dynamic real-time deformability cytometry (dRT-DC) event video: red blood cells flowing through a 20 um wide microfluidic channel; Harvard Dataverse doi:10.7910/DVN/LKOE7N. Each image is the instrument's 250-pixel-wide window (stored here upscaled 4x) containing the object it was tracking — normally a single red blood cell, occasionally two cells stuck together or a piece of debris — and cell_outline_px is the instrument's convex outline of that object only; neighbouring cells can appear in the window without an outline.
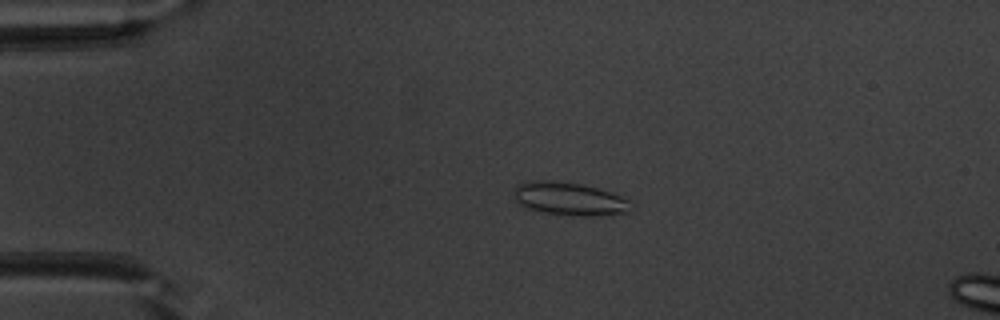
{"species": "common noctule bat (a hibernating species)", "species_latin": "Nyctalus noctula", "temperature_condition": "warm", "stored_images_in_passage": 43, "camera_frame_rate_fps": 3000, "um_per_image_px": 0.085, "animal": {"sex": "male", "body_mass_g": 20.1, "forearm_length_mm": 53.5}, "frame": {"image": 1, "passage_image": 4, "time_ms": 1.0, "image_size_px": [1000, 320], "cell_outline_px": [[632, 212], [612, 216], [584, 216], [544, 212], [528, 208], [512, 200], [512, 196], [516, 188], [520, 184], [532, 180], [556, 180], [580, 184], [600, 188], [612, 192], [632, 200]], "centroid_in_image_um": [48.5, 16.91], "position_along_channel_um": 36.5, "area_um2": 23.18}}
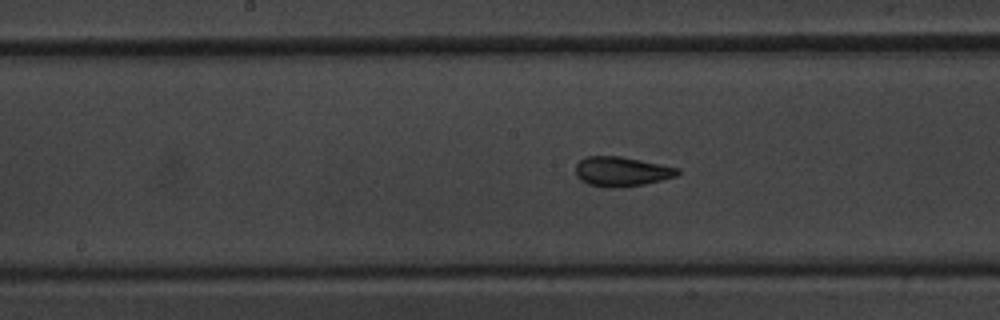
{"frame": {"image": 2, "passage_image": 19, "time_ms": 6.0, "image_size_px": [1000, 320], "cell_outline_px": [[680, 172], [676, 176], [644, 184], [620, 188], [608, 188], [588, 184], [580, 180], [576, 176], [576, 164], [580, 160], [588, 156], [620, 156], [680, 168]], "centroid_in_image_um": [52.82, 14.59], "position_along_channel_um": 195.4, "area_um2": 17.63}}
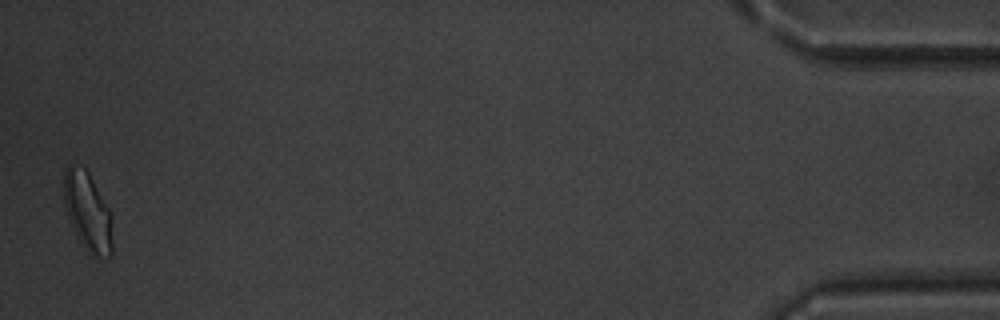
{"frame": {"image": 3, "passage_image": 43, "time_ms": 14.0, "image_size_px": [1000, 320], "cell_outline_px": [[112, 256], [96, 260], [88, 252], [80, 240], [68, 216], [64, 204], [64, 172], [68, 164], [72, 164], [84, 168], [88, 172], [112, 212]], "centroid_in_image_um": [7.49, 18.02], "position_along_channel_um": 427.7, "area_um2": 22.48}, "authors_computed_cell_mechanics": {"area_um2": 17.8024, "velocity_mm_per_s": 3.9825, "shape_relaxation_time_tau1_ms": 3.9864, "shape_relaxation_time_tau2_ms": 0.8272, "deformation_change_tau1": 0.1266, "deformation_change_tau2": 0.0867}}